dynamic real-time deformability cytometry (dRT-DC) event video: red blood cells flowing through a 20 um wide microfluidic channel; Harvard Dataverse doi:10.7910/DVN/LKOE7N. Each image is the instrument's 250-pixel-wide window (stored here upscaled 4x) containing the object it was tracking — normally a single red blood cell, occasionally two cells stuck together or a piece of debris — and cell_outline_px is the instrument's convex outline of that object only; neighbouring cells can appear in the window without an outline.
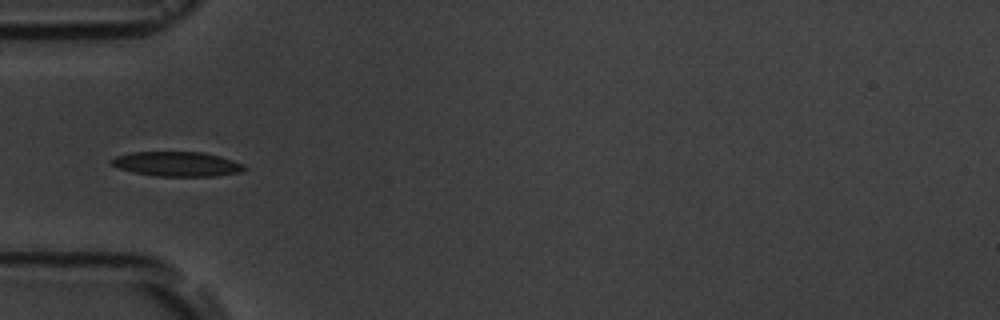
{"species": "common noctule bat (a hibernating species)", "species_latin": "Nyctalus noctula", "temperature_condition": "room temperature", "stored_images_in_passage": 8, "camera_frame_rate_fps": 3000, "um_per_image_px": 0.085, "animal": {"sex": "male", "body_mass_g": 19.5, "forearm_length_mm": 54.6}, "frame": {"image": 1, "passage_image": 6, "time_ms": 5.667, "image_size_px": [1000, 320], "cell_outline_px": [[248, 168], [244, 172], [216, 176], [156, 176], [136, 172], [120, 168], [112, 164], [108, 160], [116, 156], [132, 152], [204, 152], [220, 156], [244, 164]], "centroid_in_image_um": [15.12, 13.94], "position_along_channel_um": 69.9, "area_um2": 19.13}}
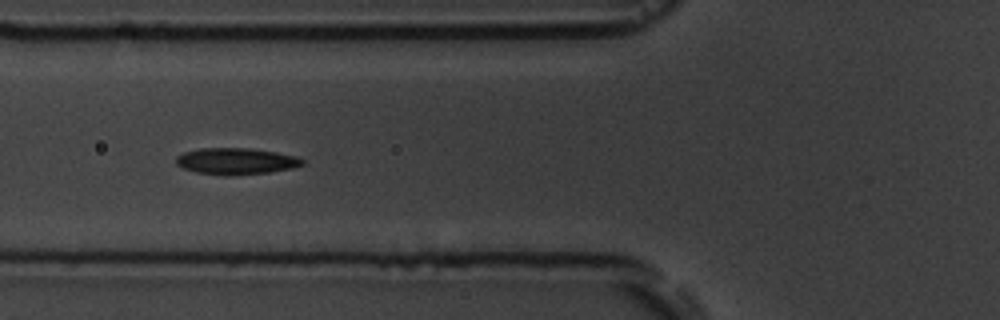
{"frame": {"image": 2, "passage_image": 7, "time_ms": 6.667, "image_size_px": [1000, 320], "cell_outline_px": [[304, 164], [292, 168], [272, 172], [228, 176], [224, 176], [196, 172], [184, 168], [176, 164], [176, 156], [184, 152], [200, 148], [248, 148], [276, 152], [296, 156], [304, 160]], "centroid_in_image_um": [20.06, 13.71], "position_along_channel_um": 105.7, "area_um2": 19.59}}
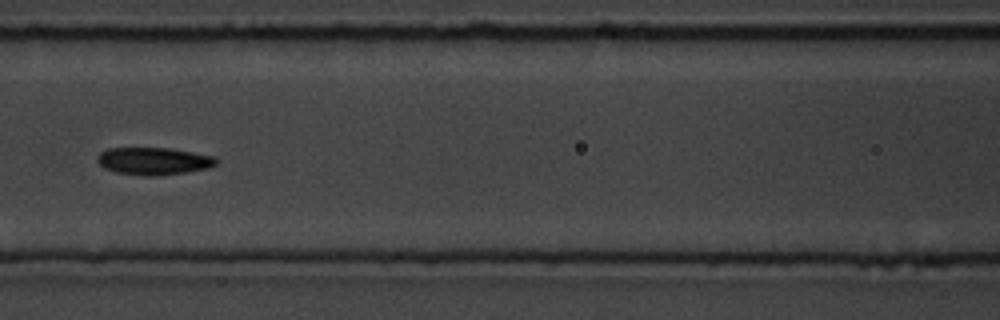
{"frame": {"image": 3, "passage_image": 8, "time_ms": 8.0, "image_size_px": [1000, 320], "cell_outline_px": [[220, 160], [216, 164], [208, 168], [184, 172], [156, 176], [144, 176], [116, 172], [104, 168], [96, 160], [96, 156], [100, 152], [108, 148], [168, 148], [216, 156]], "centroid_in_image_um": [13.06, 13.69], "position_along_channel_um": 153.5, "area_um2": 19.07}}